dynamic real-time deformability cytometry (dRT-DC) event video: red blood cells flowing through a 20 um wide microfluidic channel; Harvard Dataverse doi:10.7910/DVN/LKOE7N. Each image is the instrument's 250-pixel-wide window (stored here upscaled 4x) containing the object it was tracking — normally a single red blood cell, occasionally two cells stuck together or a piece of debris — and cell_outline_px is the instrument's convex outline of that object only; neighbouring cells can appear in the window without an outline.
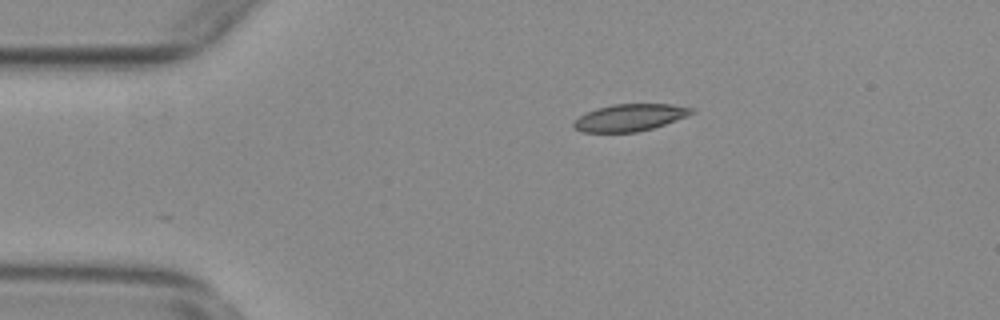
{"species": "common noctule bat (a hibernating species)", "species_latin": "Nyctalus noctula", "temperature_condition": "warm", "stored_images_in_passage": 46, "camera_frame_rate_fps": 3000, "um_per_image_px": 0.085, "animal": {"sex": "female", "body_mass_g": 29.2, "forearm_length_mm": 56.3}, "frame": {"image": 1, "passage_image": 2, "time_ms": 0.333, "image_size_px": [1000, 320], "cell_outline_px": [[696, 112], [688, 116], [652, 128], [636, 132], [580, 132], [572, 128], [572, 120], [596, 108], [612, 104], [672, 104], [692, 108]], "centroid_in_image_um": [53.5, 9.99], "position_along_channel_um": 31.5, "area_um2": 18.67}}
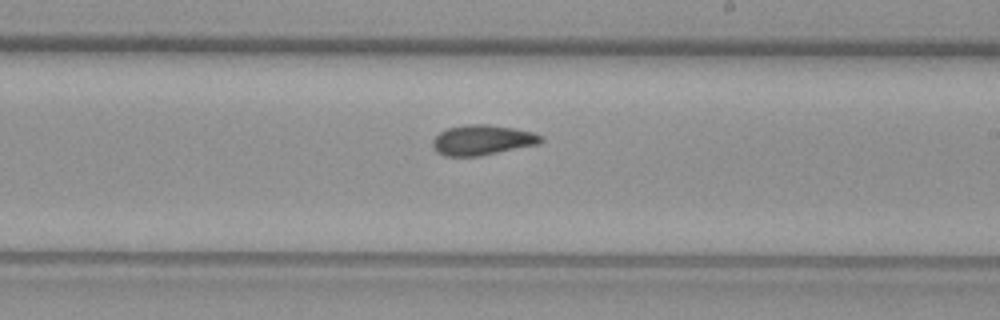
{"frame": {"image": 2, "passage_image": 23, "time_ms": 7.333, "image_size_px": [1000, 320], "cell_outline_px": [[544, 140], [540, 144], [480, 156], [444, 156], [436, 152], [432, 148], [432, 140], [440, 132], [448, 128], [464, 124], [488, 124], [512, 128], [532, 132], [544, 136]], "centroid_in_image_um": [40.99, 11.91], "position_along_channel_um": 248.0, "area_um2": 19.25}}
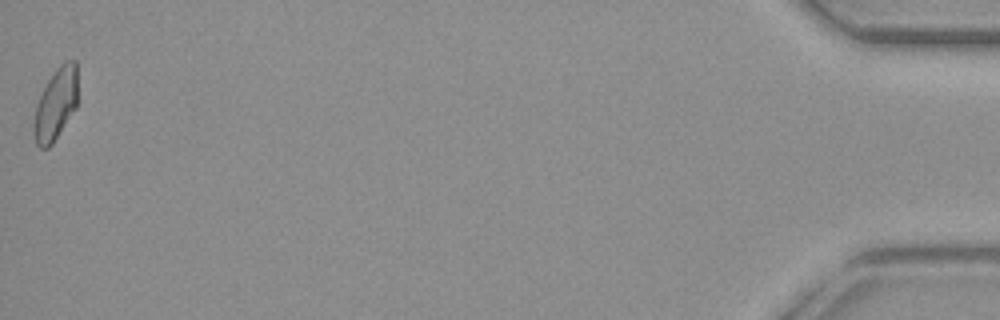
{"frame": {"image": 3, "passage_image": 46, "time_ms": 15.0, "image_size_px": [1000, 320], "cell_outline_px": [[76, 108], [52, 144], [48, 148], [40, 148], [36, 144], [32, 128], [36, 104], [48, 80], [56, 68], [64, 60], [76, 60]], "centroid_in_image_um": [4.71, 8.87], "position_along_channel_um": 430.5, "area_um2": 18.26}, "authors_computed_cell_mechanics": {"area_um2": 18.6983, "velocity_mm_per_s": 3.76, "shape_relaxation_time_tau1_ms": null, "shape_relaxation_time_tau2_ms": 2.5017, "deformation_change_tau1": null, "deformation_change_tau2": 0.0851}}